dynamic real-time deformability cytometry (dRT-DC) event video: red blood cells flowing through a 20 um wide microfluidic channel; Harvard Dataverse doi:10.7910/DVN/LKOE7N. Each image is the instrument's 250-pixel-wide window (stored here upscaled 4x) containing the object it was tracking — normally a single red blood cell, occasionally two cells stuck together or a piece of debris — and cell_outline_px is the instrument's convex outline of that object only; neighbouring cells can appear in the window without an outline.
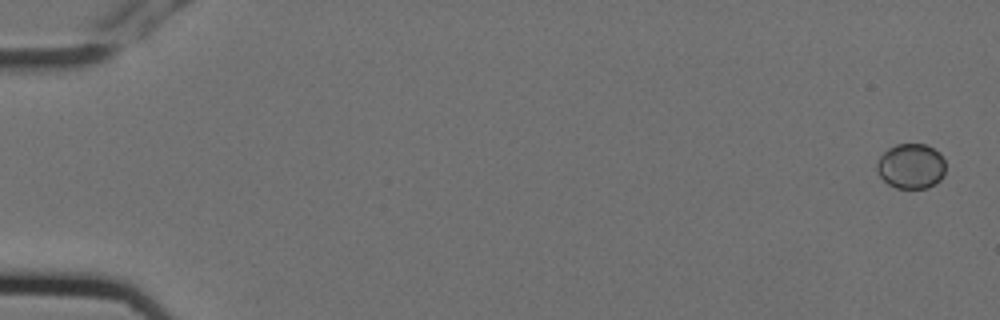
{"species": "Egyptian fruit bat (a non-hibernating species)", "species_latin": "Rousettus aegyptiacus", "temperature_condition": "cold", "stored_images_in_passage": 5, "camera_frame_rate_fps": 3000, "um_per_image_px": 0.085, "animal": {"sex": "female"}, "frame": {"image": 1, "passage_image": 1, "time_ms": 0.0, "image_size_px": [1000, 320], "cell_outline_px": [[944, 176], [936, 184], [928, 188], [896, 188], [888, 184], [880, 176], [876, 168], [876, 164], [880, 156], [888, 148], [896, 144], [924, 144], [940, 152], [944, 160]], "centroid_in_image_um": [77.44, 14.13], "position_along_channel_um": 7.6, "area_um2": 18.15}}
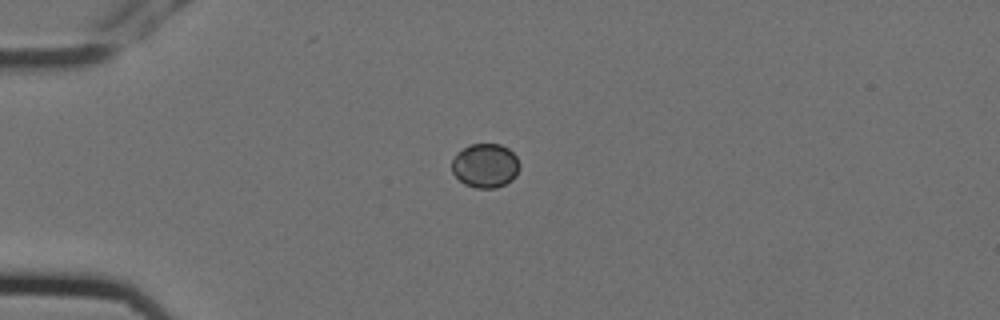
{"frame": {"image": 2, "passage_image": 4, "time_ms": 1.0, "image_size_px": [1000, 320], "cell_outline_px": [[520, 168], [516, 176], [512, 180], [496, 188], [476, 188], [464, 184], [452, 172], [452, 160], [456, 152], [468, 144], [500, 144], [508, 148], [516, 156], [520, 164]], "centroid_in_image_um": [41.25, 14.07], "position_along_channel_um": 43.8, "area_um2": 17.63}}